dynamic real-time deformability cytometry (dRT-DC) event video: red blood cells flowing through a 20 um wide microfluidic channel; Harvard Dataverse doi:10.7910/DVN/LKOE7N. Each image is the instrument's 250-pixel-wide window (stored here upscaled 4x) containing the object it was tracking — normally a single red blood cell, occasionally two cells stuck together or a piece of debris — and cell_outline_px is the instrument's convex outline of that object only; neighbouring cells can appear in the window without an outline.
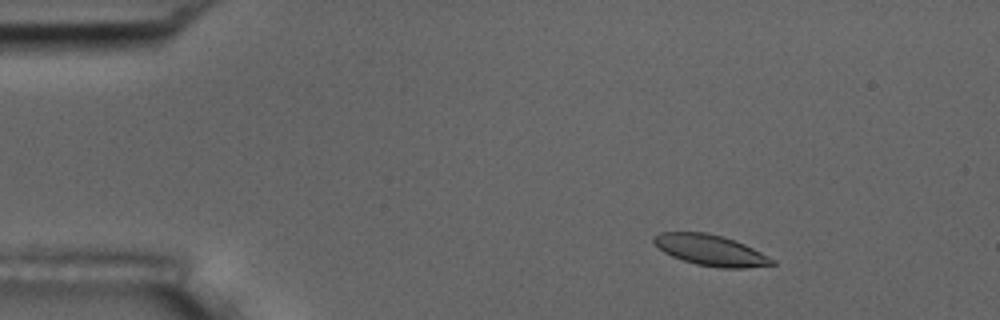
{"species": "common noctule bat (a hibernating species)", "species_latin": "Nyctalus noctula", "temperature_condition": "room temperature", "stored_images_in_passage": 55, "camera_frame_rate_fps": 3000, "um_per_image_px": 0.085, "animal": {"sex": "male", "body_mass_g": 17.5, "forearm_length_mm": 52.3}, "frame": {"image": 1, "passage_image": 7, "time_ms": 2.0, "image_size_px": [1000, 320], "cell_outline_px": [[776, 264], [744, 268], [720, 268], [696, 264], [672, 256], [664, 252], [652, 240], [652, 236], [660, 232], [708, 232], [724, 236], [744, 244], [776, 260]], "centroid_in_image_um": [60.4, 21.26], "position_along_channel_um": 24.6, "area_um2": 21.21}}
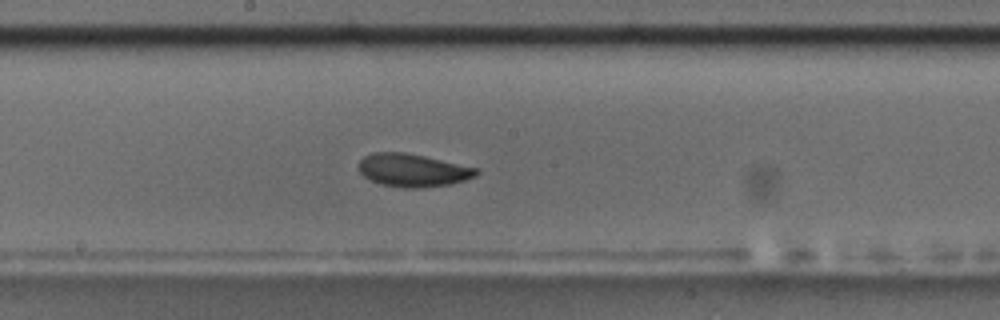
{"frame": {"image": 2, "passage_image": 29, "time_ms": 9.333, "image_size_px": [1000, 320], "cell_outline_px": [[480, 172], [476, 176], [464, 180], [448, 184], [416, 188], [404, 188], [380, 184], [364, 176], [356, 168], [360, 160], [364, 156], [372, 152], [404, 152], [424, 156], [480, 168]], "centroid_in_image_um": [35.08, 14.46], "position_along_channel_um": 213.1, "area_um2": 22.66}}
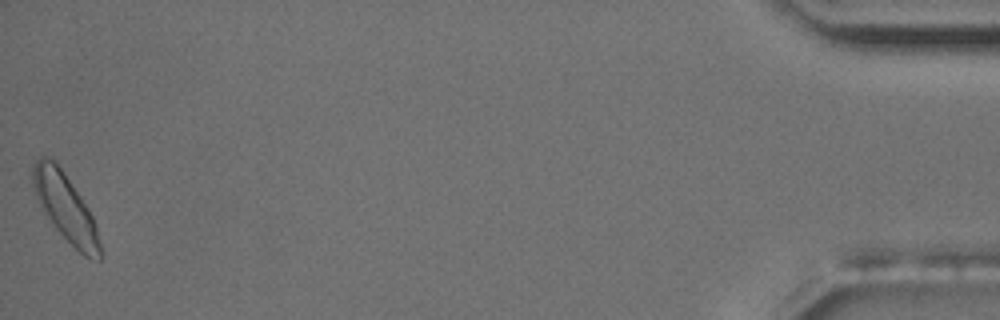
{"frame": {"image": 3, "passage_image": 55, "time_ms": 18.0, "image_size_px": [1000, 320], "cell_outline_px": [[100, 260], [84, 256], [48, 220], [36, 196], [32, 184], [32, 168], [36, 160], [40, 156], [52, 156], [56, 160], [88, 208], [92, 216], [96, 228], [100, 244]], "centroid_in_image_um": [5.52, 17.55], "position_along_channel_um": 429.7, "area_um2": 25.95}, "authors_computed_cell_mechanics": {"area_um2": 21.7906, "velocity_mm_per_s": 3.5824, "shape_relaxation_time_tau1_ms": 8.6555, "shape_relaxation_time_tau2_ms": 4.1171, "deformation_change_tau1": 0.1917, "deformation_change_tau2": 0.0801}}